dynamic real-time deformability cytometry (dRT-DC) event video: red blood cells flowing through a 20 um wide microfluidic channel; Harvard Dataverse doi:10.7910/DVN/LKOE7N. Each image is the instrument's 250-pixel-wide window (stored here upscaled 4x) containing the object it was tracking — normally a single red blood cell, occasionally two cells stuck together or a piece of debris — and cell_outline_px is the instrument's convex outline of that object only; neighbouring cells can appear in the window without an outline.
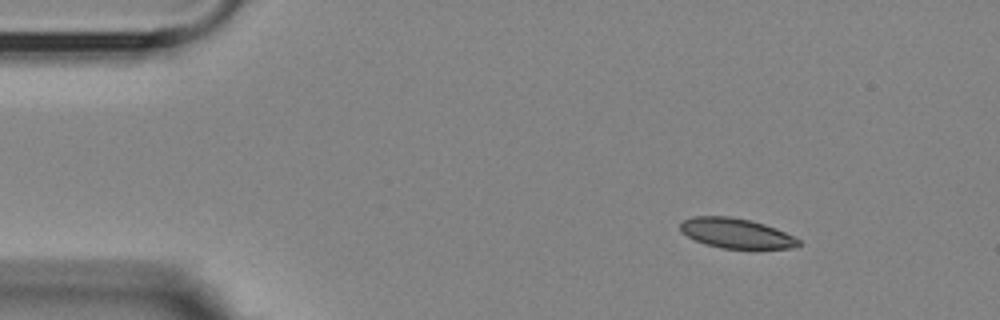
{"species": "Egyptian fruit bat (a non-hibernating species)", "species_latin": "Rousettus aegyptiacus", "temperature_condition": "room temperature", "stored_images_in_passage": 3, "camera_frame_rate_fps": 3000, "um_per_image_px": 0.085, "animal": {"sex": "female"}, "frame": {"image": 1, "passage_image": 1, "time_ms": 0.0, "image_size_px": [1000, 320], "cell_outline_px": [[800, 244], [796, 248], [756, 252], [720, 248], [704, 244], [680, 232], [680, 224], [684, 220], [692, 216], [732, 216], [764, 224], [776, 228], [800, 240]], "centroid_in_image_um": [62.64, 19.89], "position_along_channel_um": 22.4, "area_um2": 21.62}}